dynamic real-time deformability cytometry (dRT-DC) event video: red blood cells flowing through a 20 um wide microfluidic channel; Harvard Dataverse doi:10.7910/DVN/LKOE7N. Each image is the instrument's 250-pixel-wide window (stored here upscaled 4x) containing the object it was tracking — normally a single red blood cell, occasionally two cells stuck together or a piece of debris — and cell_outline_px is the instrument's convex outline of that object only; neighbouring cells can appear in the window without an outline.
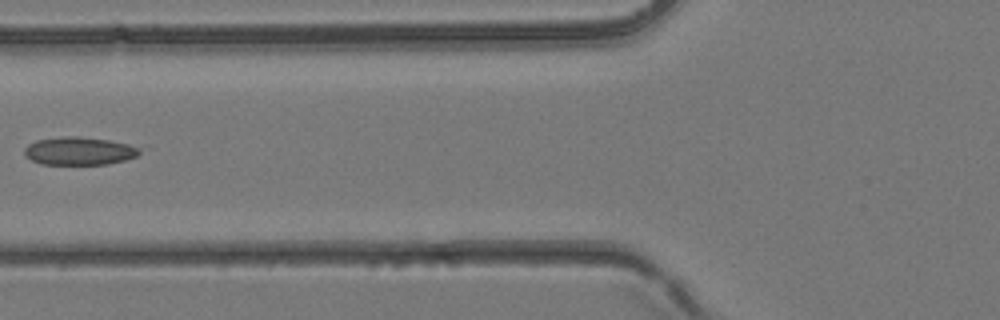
{"species": "common noctule bat (a hibernating species)", "species_latin": "Nyctalus noctula", "temperature_condition": "room temperature", "stored_images_in_passage": 5, "camera_frame_rate_fps": 3000, "um_per_image_px": 0.085, "animal": {"sex": "female", "body_mass_g": 24.6, "forearm_length_mm": 56.2}, "frame": {"image": 1, "passage_image": 5, "time_ms": 1.333, "image_size_px": [1000, 320], "cell_outline_px": [[152, 148], [136, 156], [124, 160], [108, 164], [40, 164], [24, 156], [24, 148], [28, 144], [36, 140], [64, 136], [80, 136], [108, 140]], "centroid_in_image_um": [6.83, 12.82], "position_along_channel_um": 119.0, "area_um2": 19.31}}